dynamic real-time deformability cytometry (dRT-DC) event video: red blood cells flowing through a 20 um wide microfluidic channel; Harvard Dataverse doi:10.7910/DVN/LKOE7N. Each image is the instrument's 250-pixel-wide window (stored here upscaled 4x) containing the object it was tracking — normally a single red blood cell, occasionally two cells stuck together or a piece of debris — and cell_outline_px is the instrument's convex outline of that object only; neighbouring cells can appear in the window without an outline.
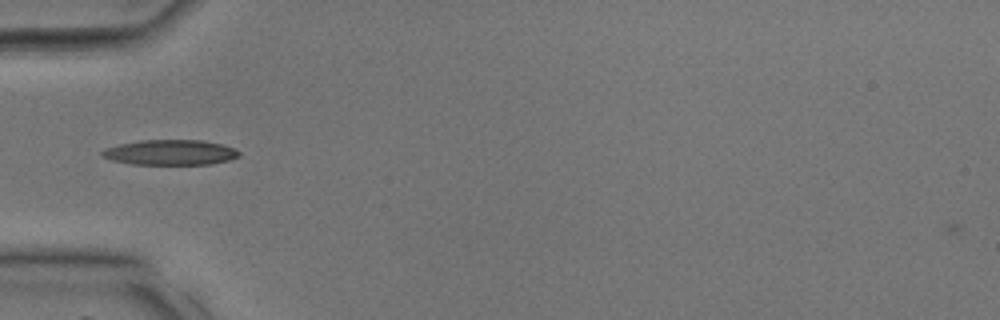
{"species": "common noctule bat (a hibernating species)", "species_latin": "Nyctalus noctula", "temperature_condition": "room temperature", "stored_images_in_passage": 18, "camera_frame_rate_fps": 3000, "um_per_image_px": 0.085, "animal": {"sex": "male", "body_mass_g": 17.9, "forearm_length_mm": 54.2}, "frame": {"image": 1, "passage_image": 1, "time_ms": 0.0, "image_size_px": [1000, 320], "cell_outline_px": [[240, 156], [228, 160], [212, 164], [132, 164], [112, 160], [100, 156], [100, 152], [104, 148], [120, 144], [140, 140], [204, 140], [224, 144], [240, 152]], "centroid_in_image_um": [14.46, 12.95], "position_along_channel_um": 70.5, "area_um2": 20.23}}
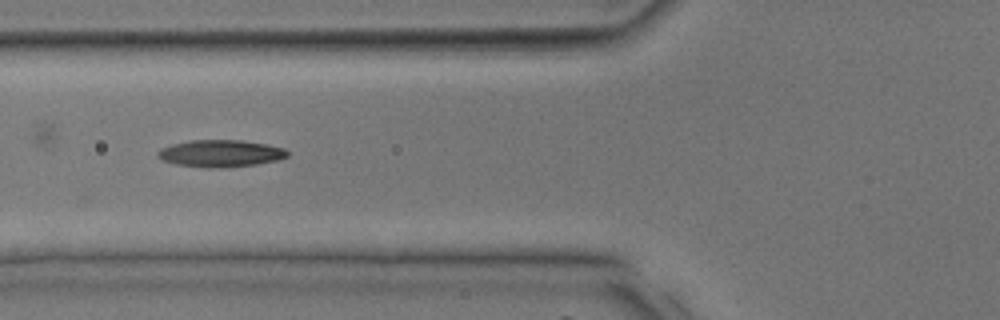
{"frame": {"image": 2, "passage_image": 3, "time_ms": 0.667, "image_size_px": [1000, 320], "cell_outline_px": [[288, 156], [280, 160], [256, 164], [220, 168], [208, 168], [176, 164], [160, 160], [156, 156], [156, 152], [160, 148], [172, 144], [188, 140], [240, 140], [264, 144], [284, 148], [288, 152]], "centroid_in_image_um": [18.7, 13.04], "position_along_channel_um": 107.1, "area_um2": 20.58}}
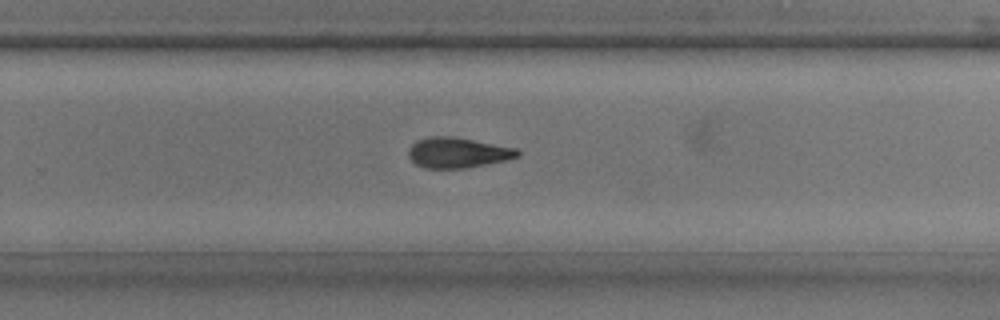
{"frame": {"image": 3, "passage_image": 13, "time_ms": 4.0, "image_size_px": [1000, 320], "cell_outline_px": [[520, 156], [508, 160], [464, 168], [424, 168], [416, 164], [408, 156], [408, 148], [416, 140], [428, 136], [456, 136], [516, 148], [520, 152]], "centroid_in_image_um": [38.9, 12.96], "position_along_channel_um": 290.9, "area_um2": 19.54}}